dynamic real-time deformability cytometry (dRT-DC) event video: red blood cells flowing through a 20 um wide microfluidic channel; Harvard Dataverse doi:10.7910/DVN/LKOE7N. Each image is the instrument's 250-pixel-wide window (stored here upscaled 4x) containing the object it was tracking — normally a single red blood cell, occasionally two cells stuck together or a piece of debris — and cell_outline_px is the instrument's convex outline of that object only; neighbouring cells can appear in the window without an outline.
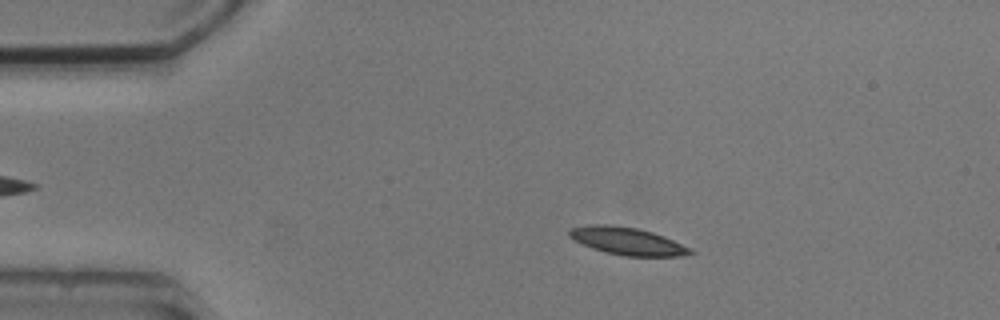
{"species": "common noctule bat (a hibernating species)", "species_latin": "Nyctalus noctula", "temperature_condition": "cold", "stored_images_in_passage": 4, "camera_frame_rate_fps": 3000, "um_per_image_px": 0.085, "animal": {"sex": "male", "body_mass_g": 20.5, "forearm_length_mm": 52.5}, "frame": {"image": 1, "passage_image": 2, "time_ms": 1.333, "image_size_px": [1000, 320], "cell_outline_px": [[696, 252], [680, 256], [624, 256], [604, 252], [592, 248], [568, 236], [568, 228], [592, 224], [612, 224], [636, 228], [652, 232], [664, 236], [692, 248]], "centroid_in_image_um": [53.33, 20.49], "position_along_channel_um": 31.7, "area_um2": 19.48}}
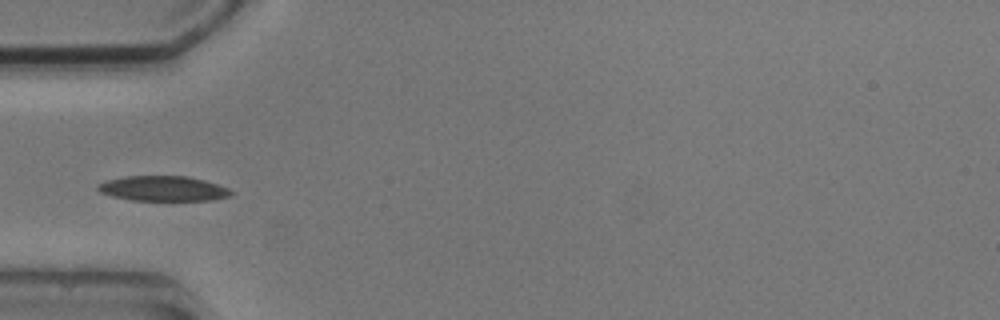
{"frame": {"image": 2, "passage_image": 4, "time_ms": 3.667, "image_size_px": [1000, 320], "cell_outline_px": [[236, 192], [232, 196], [212, 200], [132, 200], [112, 196], [100, 192], [96, 188], [96, 184], [108, 180], [124, 176], [188, 176], [204, 180], [228, 188]], "centroid_in_image_um": [13.89, 16.02], "position_along_channel_um": 71.1, "area_um2": 19.54}}